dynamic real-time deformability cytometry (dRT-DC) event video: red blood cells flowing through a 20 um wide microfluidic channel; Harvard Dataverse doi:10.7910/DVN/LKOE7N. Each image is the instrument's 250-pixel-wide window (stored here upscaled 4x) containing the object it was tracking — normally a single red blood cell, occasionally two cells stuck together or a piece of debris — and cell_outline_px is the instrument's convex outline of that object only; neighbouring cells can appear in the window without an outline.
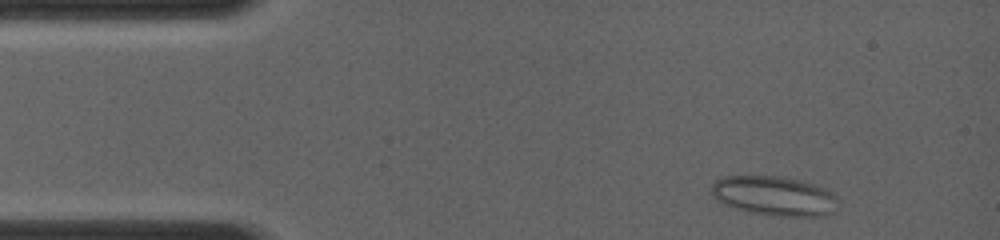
{"species": "common noctule bat (a hibernating species)", "species_latin": "Nyctalus noctula", "temperature_condition": "room temperature", "stored_images_in_passage": 30, "camera_frame_rate_fps": 4000, "um_per_image_px": 0.085, "animal": {"sex": "female", "body_mass_g": 19.0, "forearm_length_mm": 56.7}, "frame": {"image": 1, "passage_image": 2, "time_ms": 0.5, "image_size_px": [1000, 240], "cell_outline_px": [[840, 200], [836, 212], [824, 216], [780, 216], [752, 212], [736, 208], [716, 200], [712, 196], [712, 184], [716, 180], [724, 176], [784, 176], [816, 184], [828, 188]], "centroid_in_image_um": [65.9, 16.64], "position_along_channel_um": 19.1, "area_um2": 29.54}}
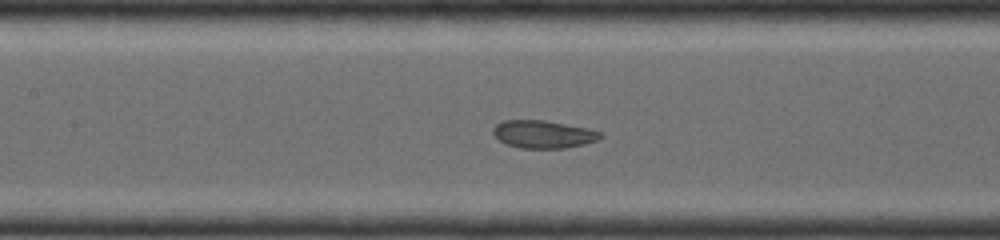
{"frame": {"image": 2, "passage_image": 14, "time_ms": 5.25, "image_size_px": [1000, 240], "cell_outline_px": [[604, 136], [596, 140], [584, 144], [564, 148], [520, 148], [504, 144], [492, 132], [492, 128], [496, 124], [504, 120], [544, 120], [588, 128], [600, 132]], "centroid_in_image_um": [46.15, 11.41], "position_along_channel_um": 161.2, "area_um2": 17.34}}
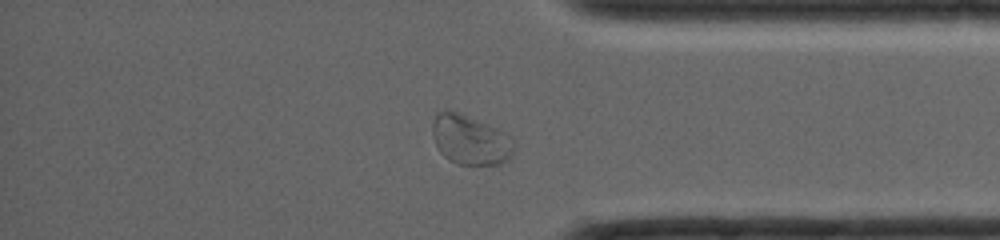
{"frame": {"image": 3, "passage_image": 27, "time_ms": 10.5, "image_size_px": [1000, 240], "cell_outline_px": [[516, 148], [508, 160], [500, 164], [456, 164], [444, 156], [440, 152], [432, 136], [432, 124], [436, 112], [456, 112], [484, 124], [508, 136], [516, 144]], "centroid_in_image_um": [39.95, 11.93], "position_along_channel_um": 395.2, "area_um2": 22.95}}